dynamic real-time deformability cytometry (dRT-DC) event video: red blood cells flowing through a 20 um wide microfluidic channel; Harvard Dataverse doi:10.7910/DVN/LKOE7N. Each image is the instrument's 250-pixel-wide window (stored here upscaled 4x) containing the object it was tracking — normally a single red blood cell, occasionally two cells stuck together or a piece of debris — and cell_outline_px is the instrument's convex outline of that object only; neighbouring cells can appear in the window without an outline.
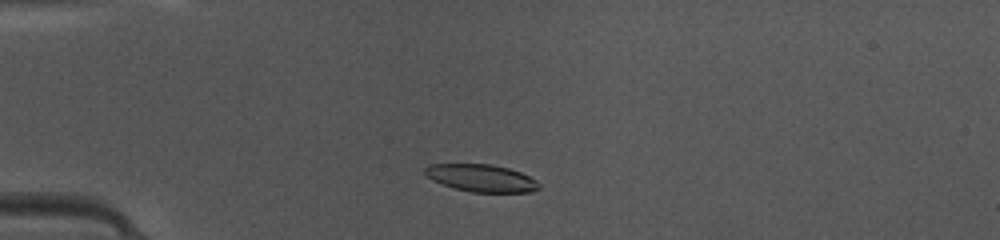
{"species": "common noctule bat (a hibernating species)", "species_latin": "Nyctalus noctula", "temperature_condition": "warm", "stored_images_in_passage": 47, "camera_frame_rate_fps": 3000, "um_per_image_px": 0.085, "animal": {"sex": "female", "body_mass_g": 10.0, "forearm_length_mm": 53.1}, "frame": {"image": 1, "passage_image": 12, "time_ms": 3.667, "image_size_px": [1000, 240], "cell_outline_px": [[540, 188], [532, 192], [472, 192], [456, 188], [432, 180], [424, 172], [424, 168], [428, 164], [492, 164], [508, 168], [520, 172], [536, 180], [540, 184]], "centroid_in_image_um": [40.93, 15.13], "position_along_channel_um": 44.1, "area_um2": 18.09}}
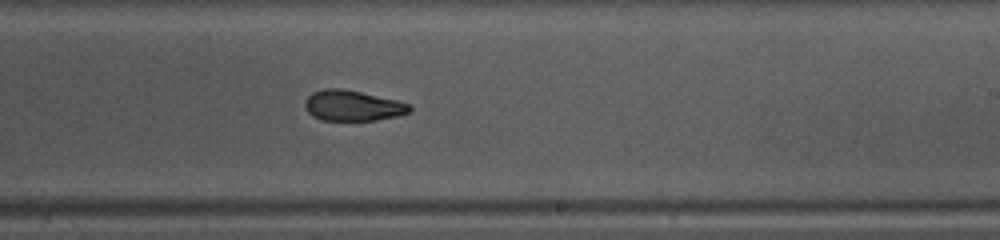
{"frame": {"image": 2, "passage_image": 29, "time_ms": 9.333, "image_size_px": [1000, 240], "cell_outline_px": [[412, 108], [408, 112], [396, 116], [376, 120], [320, 120], [312, 116], [304, 108], [304, 100], [312, 92], [324, 88], [340, 88], [360, 92], [396, 100], [408, 104]], "centroid_in_image_um": [29.9, 8.98], "position_along_channel_um": 259.1, "area_um2": 18.55}}
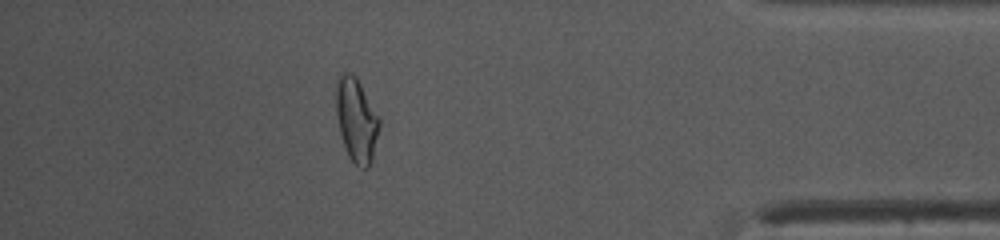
{"frame": {"image": 3, "passage_image": 42, "time_ms": 13.667, "image_size_px": [1000, 240], "cell_outline_px": [[380, 124], [372, 164], [368, 168], [360, 168], [348, 156], [340, 132], [336, 112], [336, 80], [340, 72], [352, 72], [356, 76], [380, 120]], "centroid_in_image_um": [30.29, 10.2], "position_along_channel_um": 404.9, "area_um2": 21.15}, "authors_computed_cell_mechanics": {"area_um2": 19.363, "velocity_mm_per_s": 4.1877, "shape_relaxation_time_tau1_ms": 6.0721, "shape_relaxation_time_tau2_ms": 2.6501, "deformation_change_tau1": 0.2151, "deformation_change_tau2": 0.0936}}